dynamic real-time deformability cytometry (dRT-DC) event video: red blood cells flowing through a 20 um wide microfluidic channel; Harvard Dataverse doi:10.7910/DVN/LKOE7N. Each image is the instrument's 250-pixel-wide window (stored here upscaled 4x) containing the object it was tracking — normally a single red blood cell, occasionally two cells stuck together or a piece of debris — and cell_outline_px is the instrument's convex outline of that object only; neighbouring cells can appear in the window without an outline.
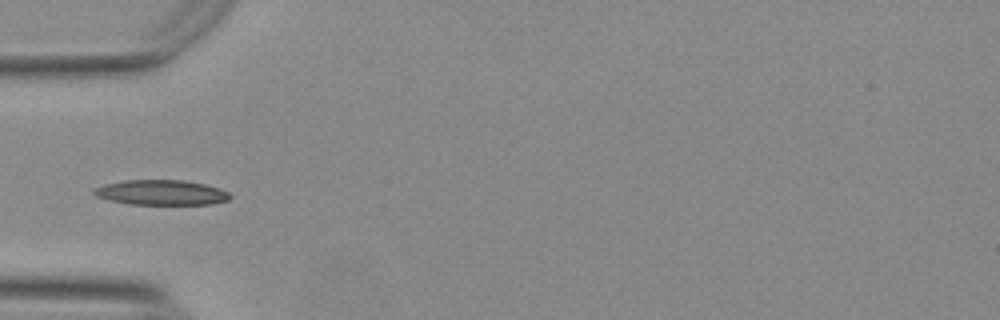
{"species": "Egyptian fruit bat (a non-hibernating species)", "species_latin": "Rousettus aegyptiacus", "temperature_condition": "warm", "stored_images_in_passage": 32, "camera_frame_rate_fps": 3000, "um_per_image_px": 0.085, "animal": {"sex": "female"}, "frame": {"image": 1, "passage_image": 1, "time_ms": 0.0, "image_size_px": [1000, 320], "cell_outline_px": [[232, 196], [228, 200], [212, 204], [132, 204], [108, 200], [96, 196], [92, 192], [92, 188], [104, 184], [124, 180], [184, 180], [204, 184], [220, 188], [228, 192]], "centroid_in_image_um": [13.69, 16.36], "position_along_channel_um": 71.3, "area_um2": 19.94}}
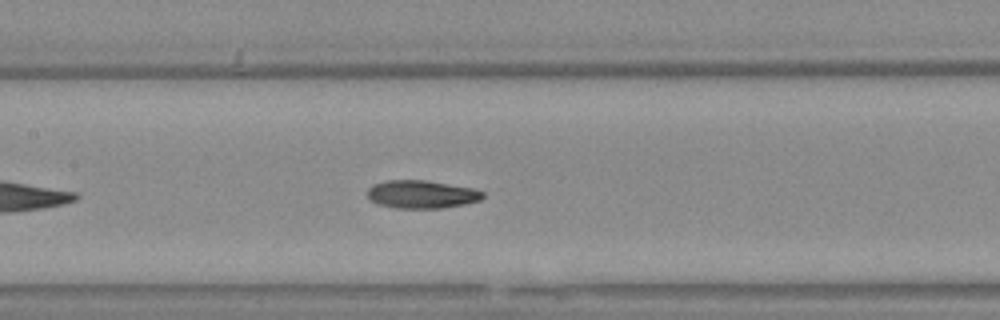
{"frame": {"image": 2, "passage_image": 9, "time_ms": 2.667, "image_size_px": [1000, 320], "cell_outline_px": [[484, 196], [480, 200], [464, 204], [440, 208], [396, 208], [380, 204], [372, 200], [368, 196], [368, 188], [372, 184], [388, 180], [424, 180], [472, 188], [484, 192]], "centroid_in_image_um": [35.84, 16.51], "position_along_channel_um": 171.6, "area_um2": 18.61}}
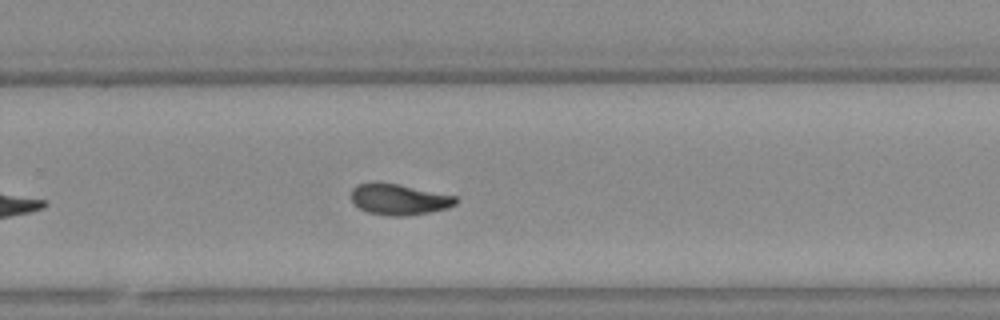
{"frame": {"image": 3, "passage_image": 19, "time_ms": 6.0, "image_size_px": [1000, 320], "cell_outline_px": [[456, 204], [448, 208], [408, 216], [388, 216], [368, 212], [360, 208], [352, 200], [352, 188], [356, 184], [372, 180], [376, 180], [456, 196]], "centroid_in_image_um": [33.87, 16.93], "position_along_channel_um": 295.9, "area_um2": 18.96}, "authors_computed_cell_mechanics": {"area_um2": 18.6694, "velocity_mm_per_s": 3.7426, "shape_relaxation_time_tau1_ms": 4.9909, "shape_relaxation_time_tau2_ms": 3.0685, "deformation_change_tau1": 0.1545, "deformation_change_tau2": 0.0911}}